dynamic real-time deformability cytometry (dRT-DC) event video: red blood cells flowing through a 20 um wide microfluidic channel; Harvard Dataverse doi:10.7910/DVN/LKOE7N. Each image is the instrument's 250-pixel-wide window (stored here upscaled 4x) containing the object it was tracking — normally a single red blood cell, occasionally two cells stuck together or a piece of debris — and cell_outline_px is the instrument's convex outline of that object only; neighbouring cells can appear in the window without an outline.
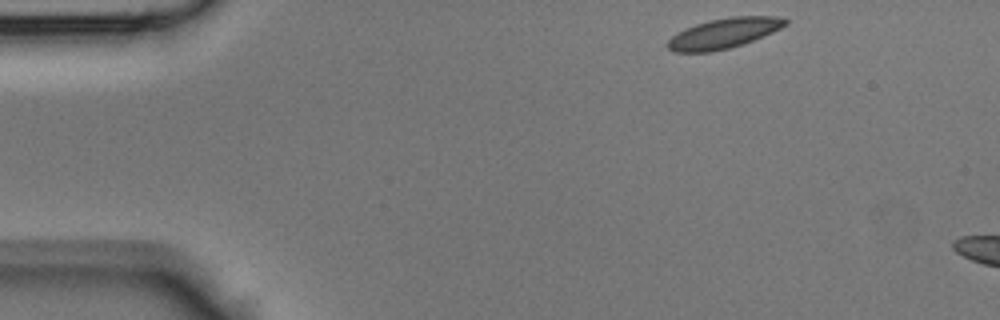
{"species": "Egyptian fruit bat (a non-hibernating species)", "species_latin": "Rousettus aegyptiacus", "temperature_condition": "room temperature", "stored_images_in_passage": 5, "camera_frame_rate_fps": 3000, "um_per_image_px": 0.085, "animal": {"sex": "male"}, "frame": {"image": 1, "passage_image": 1, "time_ms": 0.0, "image_size_px": [1000, 320], "cell_outline_px": [[788, 24], [772, 32], [744, 44], [712, 52], [676, 52], [668, 48], [668, 40], [676, 32], [696, 24], [712, 20], [732, 16], [776, 16], [788, 20]], "centroid_in_image_um": [61.53, 2.83], "position_along_channel_um": 23.5, "area_um2": 20.52}}